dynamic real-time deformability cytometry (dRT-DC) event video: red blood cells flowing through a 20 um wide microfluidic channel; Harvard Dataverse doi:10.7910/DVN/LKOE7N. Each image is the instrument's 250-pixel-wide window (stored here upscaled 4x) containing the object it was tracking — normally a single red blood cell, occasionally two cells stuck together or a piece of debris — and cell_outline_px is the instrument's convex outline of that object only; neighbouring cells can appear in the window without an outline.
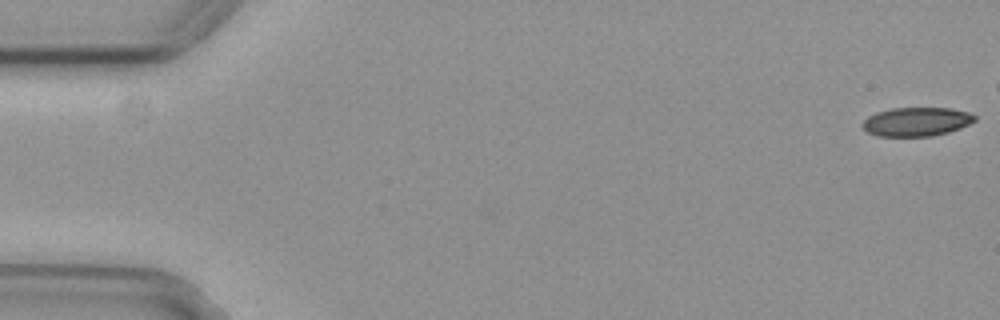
{"species": "common noctule bat (a hibernating species)", "species_latin": "Nyctalus noctula", "temperature_condition": "cold", "stored_images_in_passage": 48, "camera_frame_rate_fps": 3000, "um_per_image_px": 0.085, "animal": {"sex": "female", "body_mass_g": 29.2, "forearm_length_mm": 56.3}, "frame": {"image": 1, "passage_image": 1, "time_ms": 0.0, "image_size_px": [1000, 320], "cell_outline_px": [[976, 120], [960, 128], [948, 132], [932, 136], [880, 136], [868, 132], [860, 124], [868, 116], [876, 112], [892, 108], [952, 108], [972, 112], [976, 116]], "centroid_in_image_um": [77.93, 10.33], "position_along_channel_um": 7.1, "area_um2": 18.96}}
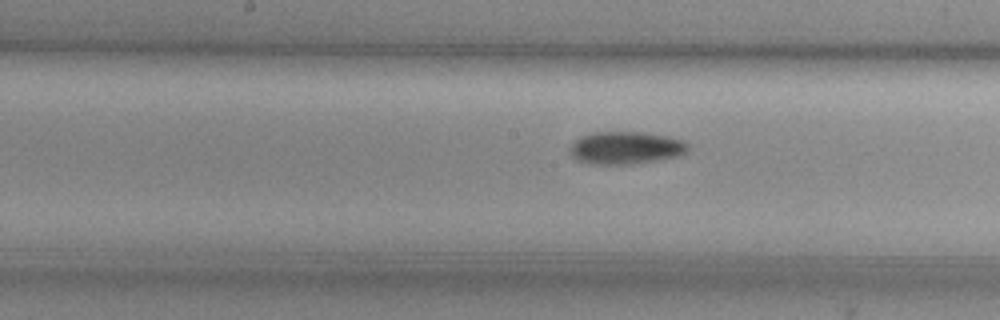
{"frame": {"image": 2, "passage_image": 28, "time_ms": 9.0, "image_size_px": [1000, 320], "cell_outline_px": [[688, 148], [684, 152], [676, 156], [656, 160], [632, 164], [588, 164], [576, 160], [568, 152], [568, 148], [580, 136], [592, 132], [644, 132], [668, 136], [684, 140], [688, 144]], "centroid_in_image_um": [53.13, 12.56], "position_along_channel_um": 195.1, "area_um2": 22.54}}
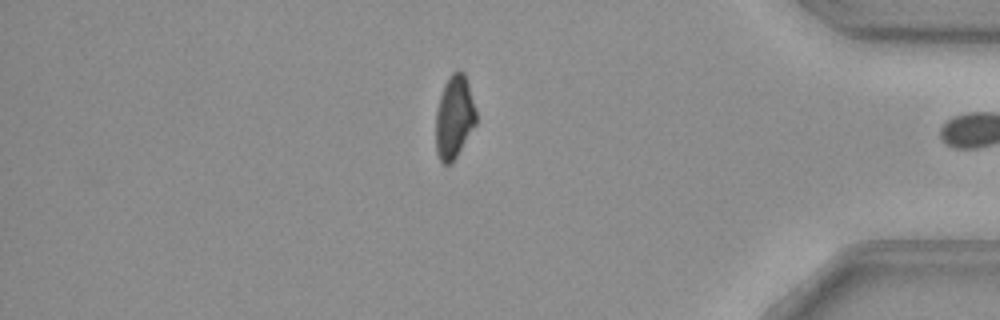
{"frame": {"image": 3, "passage_image": 47, "time_ms": 15.333, "image_size_px": [1000, 320], "cell_outline_px": [[476, 124], [452, 164], [444, 164], [440, 160], [436, 152], [436, 112], [440, 96], [444, 84], [448, 76], [452, 72], [464, 72], [468, 84], [476, 112]], "centroid_in_image_um": [38.6, 9.98], "position_along_channel_um": 396.6, "area_um2": 19.42}}